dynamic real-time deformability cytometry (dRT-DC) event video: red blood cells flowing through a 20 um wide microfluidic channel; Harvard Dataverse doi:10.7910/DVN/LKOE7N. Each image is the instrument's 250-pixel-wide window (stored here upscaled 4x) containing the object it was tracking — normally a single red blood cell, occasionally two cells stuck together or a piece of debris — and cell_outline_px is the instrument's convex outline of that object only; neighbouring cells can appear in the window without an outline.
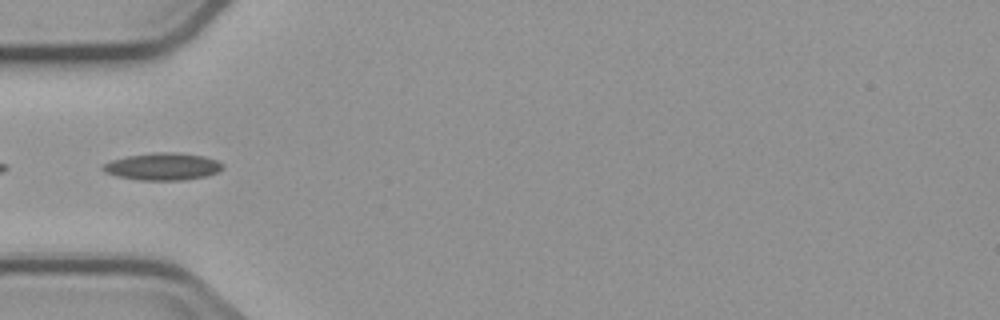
{"species": "common noctule bat (a hibernating species)", "species_latin": "Nyctalus noctula", "temperature_condition": "cold", "stored_images_in_passage": 5, "camera_frame_rate_fps": 3000, "um_per_image_px": 0.085, "animal": {"sex": "male", "body_mass_g": 23.1, "forearm_length_mm": 52.7}, "frame": {"image": 1, "passage_image": 5, "time_ms": 4.667, "image_size_px": [1000, 320], "cell_outline_px": [[224, 168], [216, 172], [204, 176], [184, 180], [140, 180], [116, 176], [104, 172], [100, 168], [100, 164], [112, 160], [128, 156], [152, 152], [172, 152], [204, 156], [216, 160], [224, 164]], "centroid_in_image_um": [13.78, 14.15], "position_along_channel_um": 71.2, "area_um2": 19.07}}